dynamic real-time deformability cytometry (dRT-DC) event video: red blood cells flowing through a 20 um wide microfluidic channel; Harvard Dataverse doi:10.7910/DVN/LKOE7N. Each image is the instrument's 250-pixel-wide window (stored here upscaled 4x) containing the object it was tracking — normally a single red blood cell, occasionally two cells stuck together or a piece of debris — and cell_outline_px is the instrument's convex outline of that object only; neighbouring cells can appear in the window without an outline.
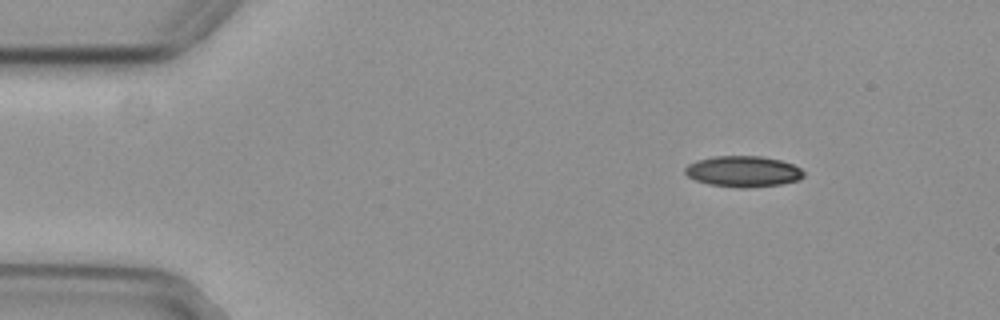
{"species": "common noctule bat (a hibernating species)", "species_latin": "Nyctalus noctula", "temperature_condition": "cold", "stored_images_in_passage": 49, "camera_frame_rate_fps": 3000, "um_per_image_px": 0.085, "animal": {"sex": "female", "body_mass_g": 29.2, "forearm_length_mm": 56.3}, "frame": {"image": 1, "passage_image": 1, "time_ms": 0.0, "image_size_px": [1000, 320], "cell_outline_px": [[804, 176], [800, 180], [780, 184], [748, 188], [740, 188], [708, 184], [696, 180], [688, 176], [684, 172], [684, 168], [688, 164], [696, 160], [716, 156], [760, 156], [780, 160], [792, 164], [800, 168], [804, 172]], "centroid_in_image_um": [63.16, 14.57], "position_along_channel_um": 21.8, "area_um2": 21.44}}
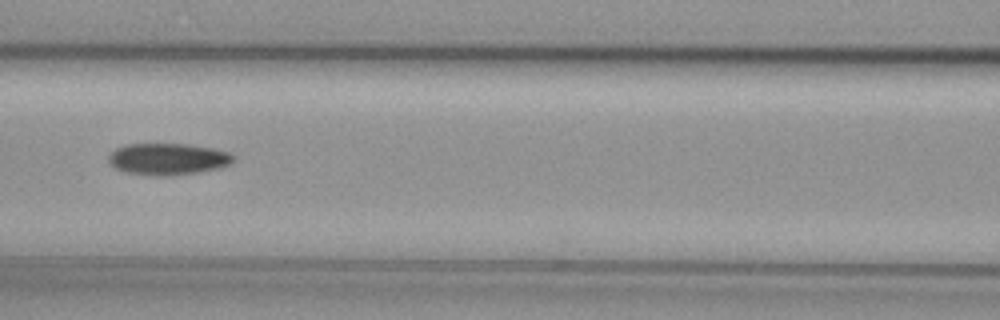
{"frame": {"image": 2, "passage_image": 18, "time_ms": 5.667, "image_size_px": [1000, 320], "cell_outline_px": [[236, 156], [232, 164], [220, 168], [172, 176], [156, 176], [124, 172], [116, 168], [108, 160], [108, 156], [116, 148], [128, 144], [188, 144], [212, 148], [228, 152]], "centroid_in_image_um": [14.3, 13.52], "position_along_channel_um": 152.3, "area_um2": 23.12}}
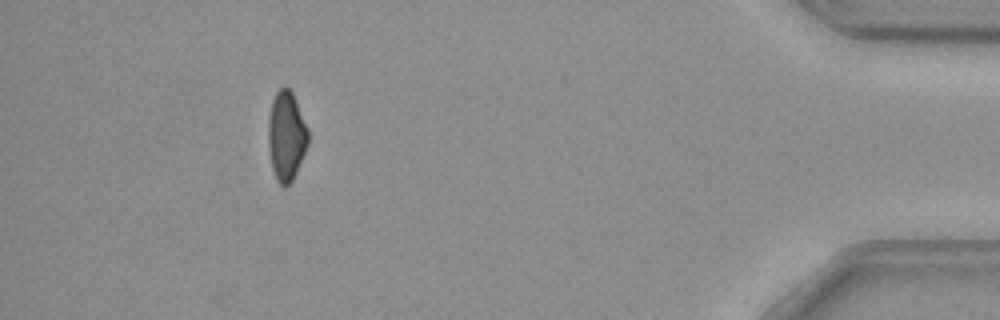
{"frame": {"image": 3, "passage_image": 44, "time_ms": 14.333, "image_size_px": [1000, 320], "cell_outline_px": [[308, 144], [296, 172], [292, 180], [284, 188], [276, 180], [272, 168], [268, 144], [268, 120], [272, 100], [276, 92], [284, 84], [292, 92], [308, 128]], "centroid_in_image_um": [24.33, 11.54], "position_along_channel_um": 410.9, "area_um2": 20.75}}